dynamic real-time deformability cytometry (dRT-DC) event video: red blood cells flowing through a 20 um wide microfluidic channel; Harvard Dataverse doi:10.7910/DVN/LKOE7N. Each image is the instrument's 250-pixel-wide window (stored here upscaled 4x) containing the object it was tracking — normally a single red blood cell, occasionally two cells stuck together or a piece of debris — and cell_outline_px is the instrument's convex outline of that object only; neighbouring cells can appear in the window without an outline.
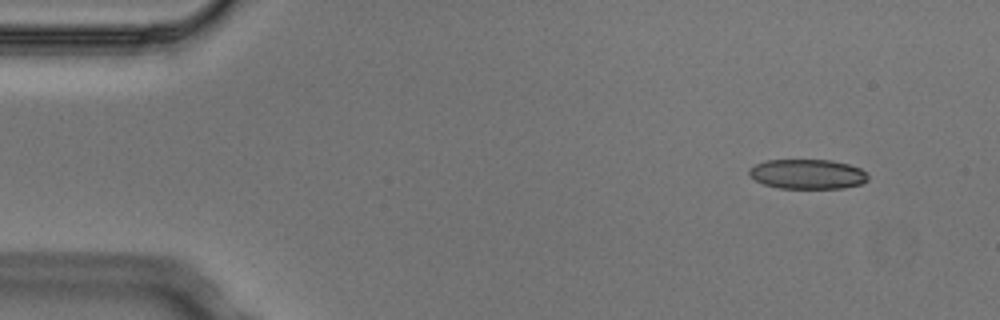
{"species": "Egyptian fruit bat (a non-hibernating species)", "species_latin": "Rousettus aegyptiacus", "temperature_condition": "cold", "stored_images_in_passage": 4, "camera_frame_rate_fps": 3000, "um_per_image_px": 0.085, "animal": {"sex": "male"}, "frame": {"image": 1, "passage_image": 2, "time_ms": 0.333, "image_size_px": [1000, 320], "cell_outline_px": [[868, 180], [860, 184], [844, 188], [780, 188], [764, 184], [748, 176], [748, 168], [764, 160], [832, 160], [848, 164], [860, 168], [868, 176]], "centroid_in_image_um": [68.6, 14.79], "position_along_channel_um": 16.4, "area_um2": 20.63}}
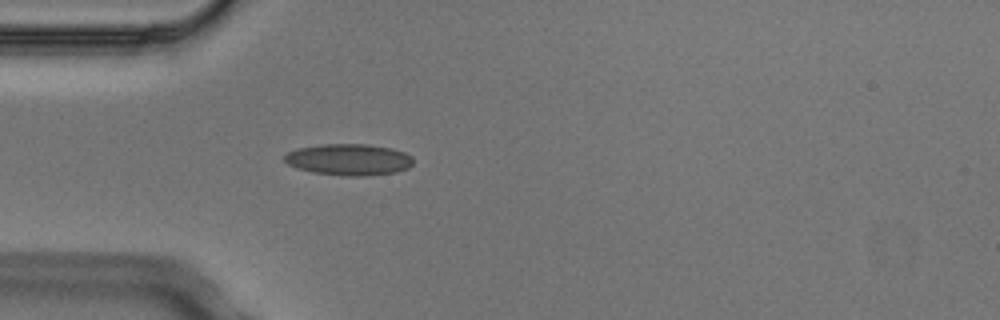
{"frame": {"image": 2, "passage_image": 4, "time_ms": 1.0, "image_size_px": [1000, 320], "cell_outline_px": [[412, 164], [408, 168], [396, 172], [364, 176], [344, 176], [312, 172], [296, 168], [288, 164], [284, 160], [284, 156], [288, 152], [300, 148], [320, 144], [368, 144], [392, 148], [404, 152], [412, 156]], "centroid_in_image_um": [29.66, 13.56], "position_along_channel_um": 55.3, "area_um2": 23.64}}